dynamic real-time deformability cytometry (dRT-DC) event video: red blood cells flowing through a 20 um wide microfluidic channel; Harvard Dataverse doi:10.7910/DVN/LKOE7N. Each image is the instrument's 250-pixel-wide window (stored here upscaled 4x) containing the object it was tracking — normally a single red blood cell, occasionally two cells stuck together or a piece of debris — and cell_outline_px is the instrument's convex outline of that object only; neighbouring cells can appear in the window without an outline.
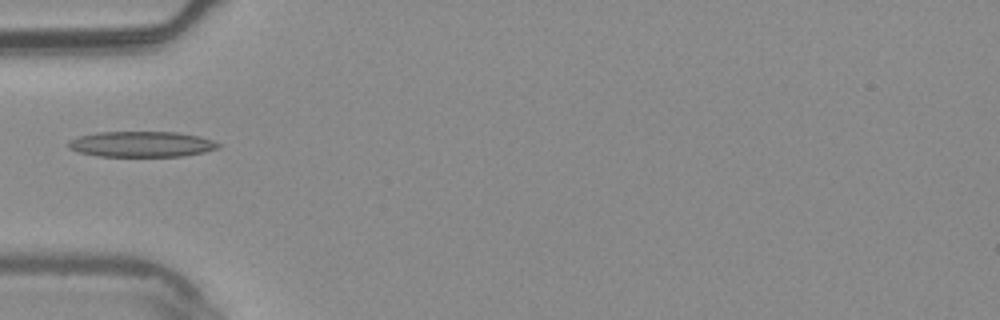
{"species": "common noctule bat (a hibernating species)", "species_latin": "Nyctalus noctula", "temperature_condition": "warm", "stored_images_in_passage": 5, "camera_frame_rate_fps": 3000, "um_per_image_px": 0.085, "animal": {"sex": "male", "body_mass_g": 20.4}, "frame": {"image": 1, "passage_image": 5, "time_ms": 1.333, "image_size_px": [1000, 320], "cell_outline_px": [[224, 144], [220, 148], [204, 152], [184, 156], [96, 156], [80, 152], [68, 148], [68, 140], [76, 136], [96, 132], [180, 132], [200, 136]], "centroid_in_image_um": [12.05, 12.25], "position_along_channel_um": 72.9, "area_um2": 22.72}}